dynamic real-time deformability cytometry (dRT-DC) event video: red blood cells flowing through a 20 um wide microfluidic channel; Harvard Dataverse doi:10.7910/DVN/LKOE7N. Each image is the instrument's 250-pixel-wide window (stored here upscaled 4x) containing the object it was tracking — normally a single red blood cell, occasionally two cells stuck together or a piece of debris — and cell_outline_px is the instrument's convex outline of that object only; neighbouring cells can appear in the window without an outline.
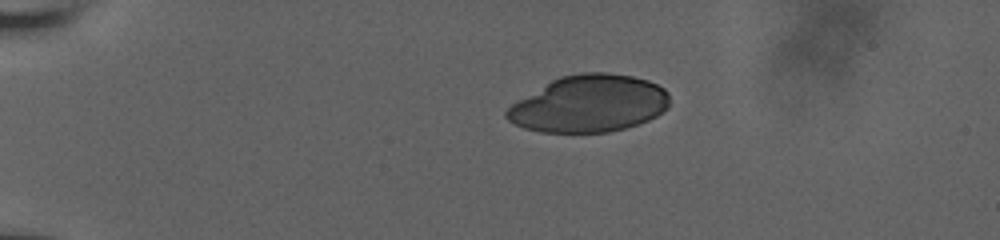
{"species": "human", "species_latin": "Homo sapiens", "temperature_condition": "room temperature", "stored_images_in_passage": 44, "camera_frame_rate_fps": 3000, "um_per_image_px": 0.085, "donor": {"sex": "male"}, "frame": {"image": 1, "passage_image": 1, "time_ms": 0.0, "image_size_px": [1000, 240], "cell_outline_px": [[668, 108], [656, 116], [648, 120], [624, 128], [608, 132], [540, 132], [524, 128], [508, 120], [504, 116], [504, 112], [512, 104], [552, 80], [560, 76], [580, 72], [608, 72], [632, 76], [648, 80], [664, 88], [668, 92]], "centroid_in_image_um": [50.08, 8.81], "position_along_channel_um": 34.9, "area_um2": 53.93}}